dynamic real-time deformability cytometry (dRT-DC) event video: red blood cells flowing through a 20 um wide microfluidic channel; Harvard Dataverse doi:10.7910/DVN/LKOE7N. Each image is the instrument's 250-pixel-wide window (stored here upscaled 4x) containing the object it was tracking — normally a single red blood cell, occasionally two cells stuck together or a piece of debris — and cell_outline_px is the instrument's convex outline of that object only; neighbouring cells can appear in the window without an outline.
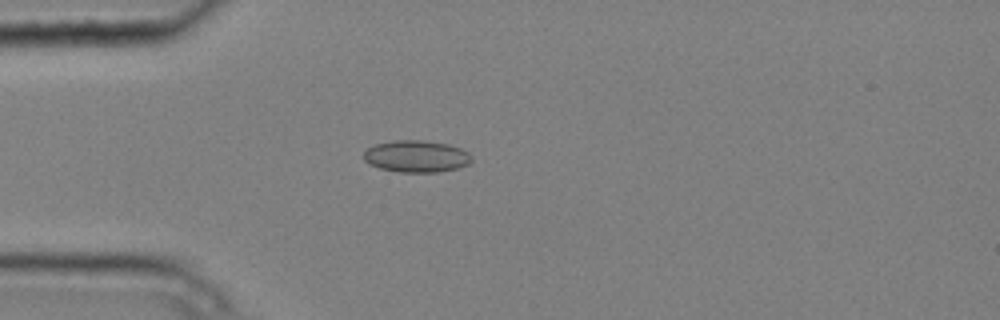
{"species": "common noctule bat (a hibernating species)", "species_latin": "Nyctalus noctula", "temperature_condition": "cold", "stored_images_in_passage": 4, "camera_frame_rate_fps": 3000, "um_per_image_px": 0.085, "animal": {"sex": "male", "body_mass_g": 20.4}, "frame": {"image": 1, "passage_image": 4, "time_ms": 1.0, "image_size_px": [1000, 320], "cell_outline_px": [[472, 160], [468, 164], [460, 168], [436, 172], [400, 172], [380, 168], [368, 164], [364, 160], [364, 152], [368, 148], [376, 144], [392, 140], [424, 140], [448, 144], [460, 148], [468, 152], [472, 156]], "centroid_in_image_um": [35.4, 13.29], "position_along_channel_um": 49.6, "area_um2": 20.17}}